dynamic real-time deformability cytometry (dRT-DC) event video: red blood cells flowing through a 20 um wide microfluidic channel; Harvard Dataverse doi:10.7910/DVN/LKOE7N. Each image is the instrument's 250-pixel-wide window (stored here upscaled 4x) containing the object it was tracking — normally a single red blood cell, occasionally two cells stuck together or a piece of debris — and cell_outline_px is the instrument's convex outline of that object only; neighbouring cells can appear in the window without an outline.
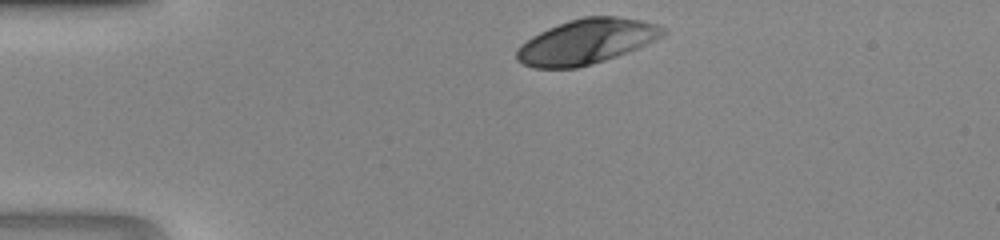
{"species": "human", "species_latin": "Homo sapiens", "temperature_condition": "room temperature", "stored_images_in_passage": 28, "camera_frame_rate_fps": 3000, "um_per_image_px": 0.085, "donor": {"sex": "male"}, "frame": {"image": 1, "passage_image": 1, "time_ms": 0.0, "image_size_px": [1000, 240], "cell_outline_px": [[668, 32], [664, 36], [628, 52], [604, 60], [576, 68], [532, 68], [516, 60], [516, 48], [520, 44], [532, 36], [548, 28], [568, 20], [584, 16], [616, 16], [640, 20], [656, 24], [668, 28]], "centroid_in_image_um": [49.85, 3.53], "position_along_channel_um": 35.2, "area_um2": 38.44}}
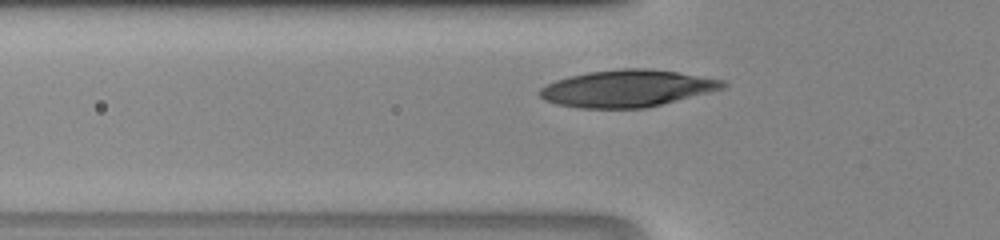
{"frame": {"image": 2, "passage_image": 7, "time_ms": 2.0, "image_size_px": [1000, 240], "cell_outline_px": [[728, 84], [724, 88], [644, 108], [580, 108], [556, 104], [544, 100], [540, 96], [540, 88], [556, 80], [568, 76], [588, 72], [620, 68], [648, 68], [676, 72], [724, 80]], "centroid_in_image_um": [53.27, 7.51], "position_along_channel_um": 72.5, "area_um2": 39.13}}
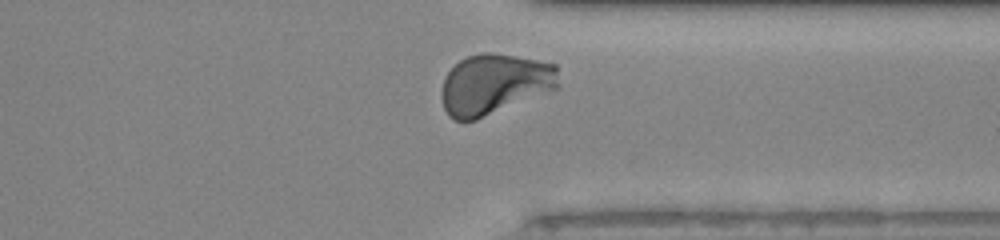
{"frame": {"image": 3, "passage_image": 27, "time_ms": 8.667, "image_size_px": [1000, 240], "cell_outline_px": [[560, 88], [476, 120], [452, 120], [448, 116], [444, 108], [440, 96], [440, 92], [444, 76], [460, 60], [468, 56], [484, 52], [488, 52], [536, 60], [556, 64]], "centroid_in_image_um": [42.02, 7.17], "position_along_channel_um": 369.4, "area_um2": 41.56}}